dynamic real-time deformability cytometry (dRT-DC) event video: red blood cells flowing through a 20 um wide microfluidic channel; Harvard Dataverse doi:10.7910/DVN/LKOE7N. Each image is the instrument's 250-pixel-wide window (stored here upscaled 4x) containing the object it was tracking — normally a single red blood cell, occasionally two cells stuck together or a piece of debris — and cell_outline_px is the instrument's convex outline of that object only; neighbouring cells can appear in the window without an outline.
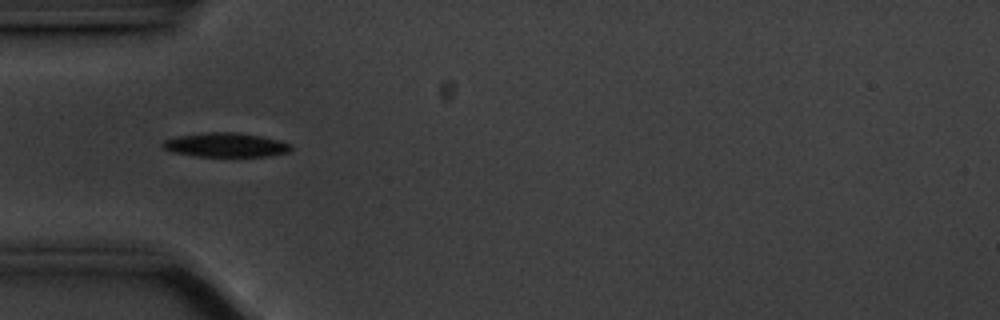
{"species": "common noctule bat (a hibernating species)", "species_latin": "Nyctalus noctula", "temperature_condition": "cold", "stored_images_in_passage": 44, "camera_frame_rate_fps": 3000, "um_per_image_px": 0.085, "animal": {"sex": "male", "body_mass_g": 20.1, "forearm_length_mm": 53.5}, "frame": {"image": 1, "passage_image": 7, "time_ms": 2.0, "image_size_px": [1000, 320], "cell_outline_px": [[292, 148], [288, 152], [268, 156], [196, 156], [172, 152], [164, 148], [160, 144], [164, 140], [176, 136], [208, 132], [240, 132], [280, 140], [292, 144]], "centroid_in_image_um": [19.18, 12.31], "position_along_channel_um": 65.8, "area_um2": 18.15}}
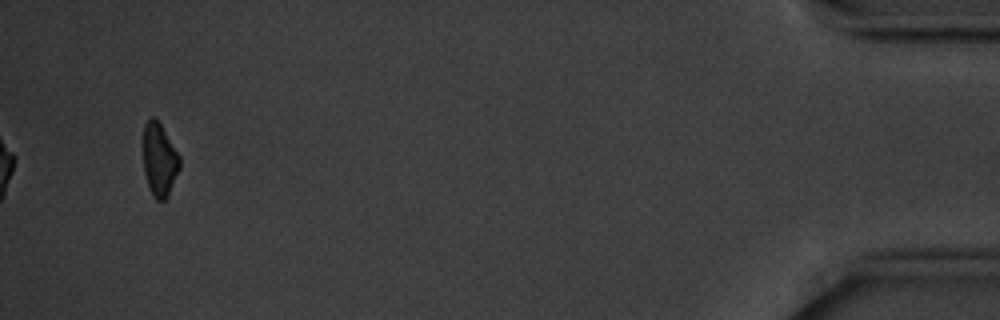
{"frame": {"image": 2, "passage_image": 44, "time_ms": 14.333, "image_size_px": [1000, 320], "cell_outline_px": [[180, 168], [168, 196], [164, 200], [156, 200], [152, 196], [144, 172], [144, 124], [152, 116], [156, 116], [180, 156]], "centroid_in_image_um": [13.56, 13.57], "position_along_channel_um": 421.6, "area_um2": 15.55}, "authors_computed_cell_mechanics": {"area_um2": 17.629, "velocity_mm_per_s": 3.5249, "shape_relaxation_time_tau1_ms": 2.3861, "shape_relaxation_time_tau2_ms": null, "deformation_change_tau1": 0.1078, "deformation_change_tau2": null}}